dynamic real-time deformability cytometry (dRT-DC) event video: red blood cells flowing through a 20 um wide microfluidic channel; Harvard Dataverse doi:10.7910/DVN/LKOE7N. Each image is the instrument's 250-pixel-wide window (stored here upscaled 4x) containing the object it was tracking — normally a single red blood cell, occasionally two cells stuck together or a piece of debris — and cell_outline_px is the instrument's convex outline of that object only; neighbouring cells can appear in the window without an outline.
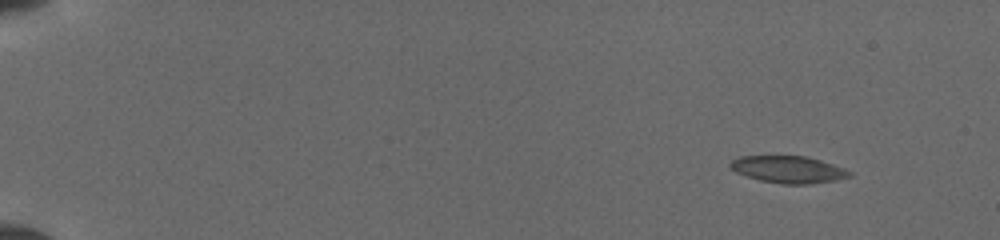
{"species": "common noctule bat (a hibernating species)", "species_latin": "Nyctalus noctula", "temperature_condition": "cold", "stored_images_in_passage": 24, "camera_frame_rate_fps": 3000, "um_per_image_px": 0.085, "animal": {"sex": "female", "body_mass_g": 19.5, "forearm_length_mm": 54.1}, "frame": {"image": 1, "passage_image": 3, "time_ms": 1.667, "image_size_px": [1000, 240], "cell_outline_px": [[852, 176], [836, 180], [808, 184], [784, 184], [760, 180], [736, 172], [728, 164], [732, 160], [740, 156], [804, 156], [820, 160], [844, 168], [852, 172]], "centroid_in_image_um": [67.03, 14.4], "position_along_channel_um": 18.0, "area_um2": 18.61}}
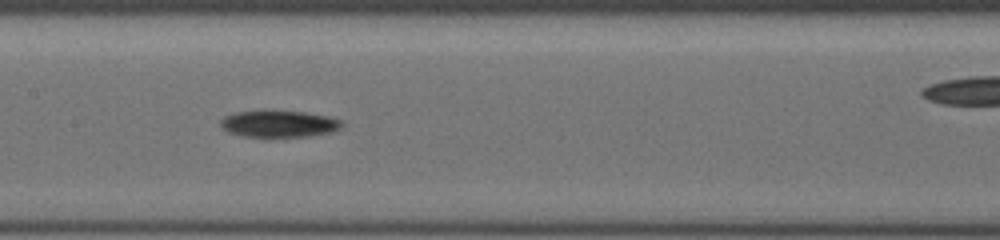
{"frame": {"image": 2, "passage_image": 13, "time_ms": 9.333, "image_size_px": [1000, 240], "cell_outline_px": [[344, 124], [340, 128], [332, 132], [308, 136], [264, 140], [240, 136], [228, 132], [220, 124], [220, 120], [224, 116], [236, 112], [304, 112], [328, 116], [340, 120]], "centroid_in_image_um": [23.69, 10.6], "position_along_channel_um": 183.7, "area_um2": 19.36}}
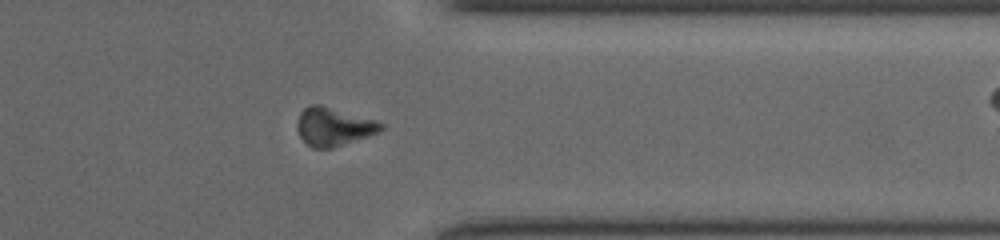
{"frame": {"image": 3, "passage_image": 21, "time_ms": 14.333, "image_size_px": [1000, 240], "cell_outline_px": [[384, 128], [368, 136], [332, 148], [312, 148], [300, 136], [296, 128], [296, 124], [300, 112], [304, 108], [312, 104], [320, 104], [376, 120], [384, 124]], "centroid_in_image_um": [28.33, 10.75], "position_along_channel_um": 383.1, "area_um2": 18.61}}